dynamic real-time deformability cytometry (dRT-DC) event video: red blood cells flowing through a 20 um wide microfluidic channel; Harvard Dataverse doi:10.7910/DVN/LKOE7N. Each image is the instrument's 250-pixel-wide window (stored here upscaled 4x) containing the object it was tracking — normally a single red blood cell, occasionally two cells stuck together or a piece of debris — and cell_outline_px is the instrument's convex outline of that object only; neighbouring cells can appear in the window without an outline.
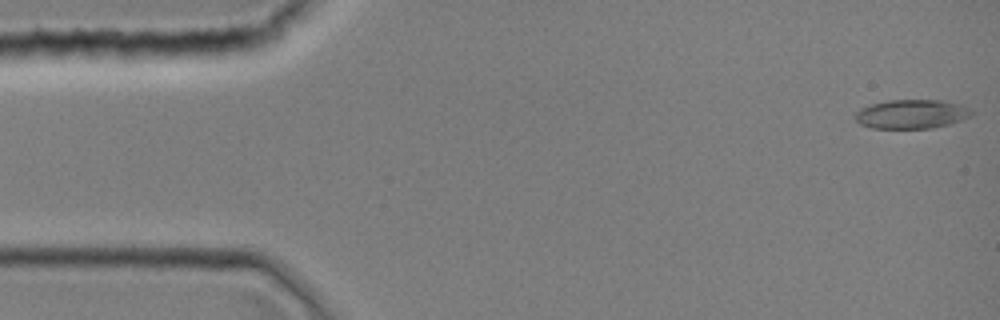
{"species": "common noctule bat (a hibernating species)", "species_latin": "Nyctalus noctula", "temperature_condition": "room temperature", "stored_images_in_passage": 43, "camera_frame_rate_fps": 3000, "um_per_image_px": 0.085, "animal": {"sex": "female", "body_mass_g": 19.0, "forearm_length_mm": 51.5}, "frame": {"image": 1, "passage_image": 1, "time_ms": 0.0, "image_size_px": [1000, 320], "cell_outline_px": [[972, 116], [948, 124], [932, 128], [872, 128], [860, 124], [856, 120], [856, 112], [860, 108], [872, 104], [888, 100], [940, 100], [960, 104], [968, 108], [972, 112]], "centroid_in_image_um": [77.47, 9.69], "position_along_channel_um": 7.5, "area_um2": 19.54}}
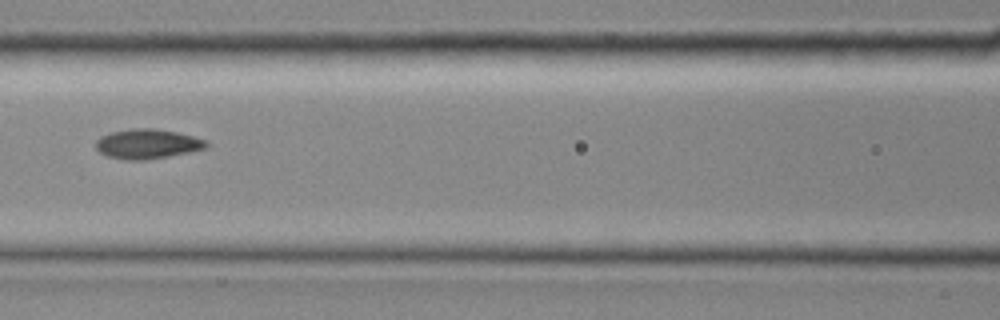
{"frame": {"image": 2, "passage_image": 19, "time_ms": 6.0, "image_size_px": [1000, 320], "cell_outline_px": [[208, 148], [168, 156], [144, 160], [124, 160], [108, 156], [100, 152], [96, 148], [96, 140], [100, 136], [112, 132], [132, 128], [152, 128], [176, 132], [208, 140]], "centroid_in_image_um": [12.53, 12.23], "position_along_channel_um": 154.1, "area_um2": 19.07}}
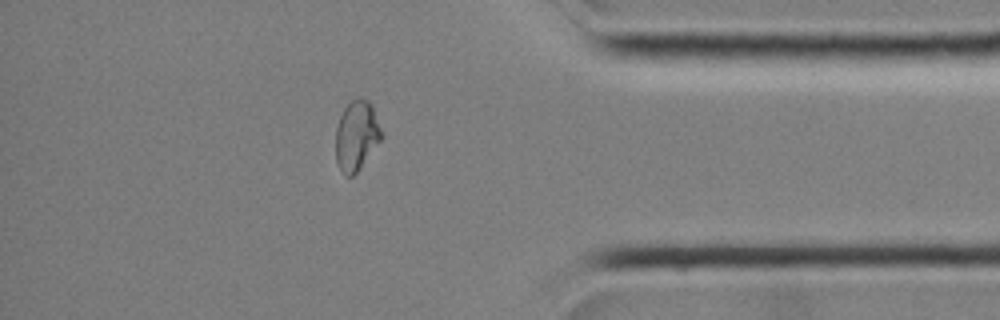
{"frame": {"image": 3, "passage_image": 37, "time_ms": 12.0, "image_size_px": [1000, 320], "cell_outline_px": [[384, 136], [360, 168], [352, 176], [348, 176], [336, 164], [336, 128], [340, 116], [344, 108], [352, 100], [368, 100], [372, 104], [384, 132]], "centroid_in_image_um": [30.34, 11.52], "position_along_channel_um": 404.9, "area_um2": 18.61}}